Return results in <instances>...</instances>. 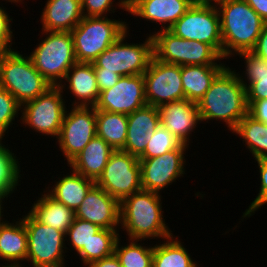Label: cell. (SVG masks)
I'll use <instances>...</instances> for the list:
<instances>
[{
  "label": "cell",
  "mask_w": 267,
  "mask_h": 267,
  "mask_svg": "<svg viewBox=\"0 0 267 267\" xmlns=\"http://www.w3.org/2000/svg\"><path fill=\"white\" fill-rule=\"evenodd\" d=\"M232 69L226 65L197 102L202 123L219 120L231 132L248 114L246 87L239 80L237 70Z\"/></svg>",
  "instance_id": "cell-1"
},
{
  "label": "cell",
  "mask_w": 267,
  "mask_h": 267,
  "mask_svg": "<svg viewBox=\"0 0 267 267\" xmlns=\"http://www.w3.org/2000/svg\"><path fill=\"white\" fill-rule=\"evenodd\" d=\"M160 193L141 189L120 202V227L128 239L161 238L173 235L166 225Z\"/></svg>",
  "instance_id": "cell-2"
},
{
  "label": "cell",
  "mask_w": 267,
  "mask_h": 267,
  "mask_svg": "<svg viewBox=\"0 0 267 267\" xmlns=\"http://www.w3.org/2000/svg\"><path fill=\"white\" fill-rule=\"evenodd\" d=\"M220 18L223 58L251 51L266 23L245 0H216Z\"/></svg>",
  "instance_id": "cell-3"
},
{
  "label": "cell",
  "mask_w": 267,
  "mask_h": 267,
  "mask_svg": "<svg viewBox=\"0 0 267 267\" xmlns=\"http://www.w3.org/2000/svg\"><path fill=\"white\" fill-rule=\"evenodd\" d=\"M0 86L9 91L20 105L52 87L34 67L30 57L15 49L0 52Z\"/></svg>",
  "instance_id": "cell-4"
},
{
  "label": "cell",
  "mask_w": 267,
  "mask_h": 267,
  "mask_svg": "<svg viewBox=\"0 0 267 267\" xmlns=\"http://www.w3.org/2000/svg\"><path fill=\"white\" fill-rule=\"evenodd\" d=\"M41 31V35L46 38L28 56L52 86H59L67 71L77 62L73 37L71 32Z\"/></svg>",
  "instance_id": "cell-5"
},
{
  "label": "cell",
  "mask_w": 267,
  "mask_h": 267,
  "mask_svg": "<svg viewBox=\"0 0 267 267\" xmlns=\"http://www.w3.org/2000/svg\"><path fill=\"white\" fill-rule=\"evenodd\" d=\"M125 21L108 16L83 17L71 31L77 62L92 63L129 29Z\"/></svg>",
  "instance_id": "cell-6"
},
{
  "label": "cell",
  "mask_w": 267,
  "mask_h": 267,
  "mask_svg": "<svg viewBox=\"0 0 267 267\" xmlns=\"http://www.w3.org/2000/svg\"><path fill=\"white\" fill-rule=\"evenodd\" d=\"M153 53L157 60L165 63L184 65H226L224 58L209 44L187 40L169 30L152 32Z\"/></svg>",
  "instance_id": "cell-7"
},
{
  "label": "cell",
  "mask_w": 267,
  "mask_h": 267,
  "mask_svg": "<svg viewBox=\"0 0 267 267\" xmlns=\"http://www.w3.org/2000/svg\"><path fill=\"white\" fill-rule=\"evenodd\" d=\"M129 36V30L125 31L93 63L104 68V71H113L120 76L143 74L154 56L152 35L150 33L141 44L126 42Z\"/></svg>",
  "instance_id": "cell-8"
},
{
  "label": "cell",
  "mask_w": 267,
  "mask_h": 267,
  "mask_svg": "<svg viewBox=\"0 0 267 267\" xmlns=\"http://www.w3.org/2000/svg\"><path fill=\"white\" fill-rule=\"evenodd\" d=\"M22 220L27 231L26 263L30 262L31 267H65V233L38 222L29 212Z\"/></svg>",
  "instance_id": "cell-9"
},
{
  "label": "cell",
  "mask_w": 267,
  "mask_h": 267,
  "mask_svg": "<svg viewBox=\"0 0 267 267\" xmlns=\"http://www.w3.org/2000/svg\"><path fill=\"white\" fill-rule=\"evenodd\" d=\"M168 30L183 39L207 43L223 57L220 18L214 2H194Z\"/></svg>",
  "instance_id": "cell-10"
},
{
  "label": "cell",
  "mask_w": 267,
  "mask_h": 267,
  "mask_svg": "<svg viewBox=\"0 0 267 267\" xmlns=\"http://www.w3.org/2000/svg\"><path fill=\"white\" fill-rule=\"evenodd\" d=\"M59 86L50 87L45 93L21 105L20 120L26 128L57 138L66 111V99Z\"/></svg>",
  "instance_id": "cell-11"
},
{
  "label": "cell",
  "mask_w": 267,
  "mask_h": 267,
  "mask_svg": "<svg viewBox=\"0 0 267 267\" xmlns=\"http://www.w3.org/2000/svg\"><path fill=\"white\" fill-rule=\"evenodd\" d=\"M95 184L121 202L142 189L139 158L121 150L114 151Z\"/></svg>",
  "instance_id": "cell-12"
},
{
  "label": "cell",
  "mask_w": 267,
  "mask_h": 267,
  "mask_svg": "<svg viewBox=\"0 0 267 267\" xmlns=\"http://www.w3.org/2000/svg\"><path fill=\"white\" fill-rule=\"evenodd\" d=\"M97 135L96 110L94 106H72L66 109L57 143L67 160V165Z\"/></svg>",
  "instance_id": "cell-13"
},
{
  "label": "cell",
  "mask_w": 267,
  "mask_h": 267,
  "mask_svg": "<svg viewBox=\"0 0 267 267\" xmlns=\"http://www.w3.org/2000/svg\"><path fill=\"white\" fill-rule=\"evenodd\" d=\"M143 78L147 105L159 107L185 99L181 66L162 62L153 56Z\"/></svg>",
  "instance_id": "cell-14"
},
{
  "label": "cell",
  "mask_w": 267,
  "mask_h": 267,
  "mask_svg": "<svg viewBox=\"0 0 267 267\" xmlns=\"http://www.w3.org/2000/svg\"><path fill=\"white\" fill-rule=\"evenodd\" d=\"M189 146L181 144L178 148L150 159H139L142 189L160 193L185 173V152ZM179 178V179H178Z\"/></svg>",
  "instance_id": "cell-15"
},
{
  "label": "cell",
  "mask_w": 267,
  "mask_h": 267,
  "mask_svg": "<svg viewBox=\"0 0 267 267\" xmlns=\"http://www.w3.org/2000/svg\"><path fill=\"white\" fill-rule=\"evenodd\" d=\"M147 105L143 74L121 76L111 88L101 91L95 110L131 114Z\"/></svg>",
  "instance_id": "cell-16"
},
{
  "label": "cell",
  "mask_w": 267,
  "mask_h": 267,
  "mask_svg": "<svg viewBox=\"0 0 267 267\" xmlns=\"http://www.w3.org/2000/svg\"><path fill=\"white\" fill-rule=\"evenodd\" d=\"M75 217L89 221L102 229H119L120 202L94 184L75 211Z\"/></svg>",
  "instance_id": "cell-17"
},
{
  "label": "cell",
  "mask_w": 267,
  "mask_h": 267,
  "mask_svg": "<svg viewBox=\"0 0 267 267\" xmlns=\"http://www.w3.org/2000/svg\"><path fill=\"white\" fill-rule=\"evenodd\" d=\"M160 125L181 143L189 146L192 132L201 123L198 104L187 100L168 102L158 107Z\"/></svg>",
  "instance_id": "cell-18"
},
{
  "label": "cell",
  "mask_w": 267,
  "mask_h": 267,
  "mask_svg": "<svg viewBox=\"0 0 267 267\" xmlns=\"http://www.w3.org/2000/svg\"><path fill=\"white\" fill-rule=\"evenodd\" d=\"M59 87L64 91L66 88L69 89L68 92L76 99L72 102V106H95L100 96V90L93 62H76L67 71L64 81Z\"/></svg>",
  "instance_id": "cell-19"
},
{
  "label": "cell",
  "mask_w": 267,
  "mask_h": 267,
  "mask_svg": "<svg viewBox=\"0 0 267 267\" xmlns=\"http://www.w3.org/2000/svg\"><path fill=\"white\" fill-rule=\"evenodd\" d=\"M127 117L126 143L121 151L139 157L145 150L150 133L160 126L158 107L145 105Z\"/></svg>",
  "instance_id": "cell-20"
},
{
  "label": "cell",
  "mask_w": 267,
  "mask_h": 267,
  "mask_svg": "<svg viewBox=\"0 0 267 267\" xmlns=\"http://www.w3.org/2000/svg\"><path fill=\"white\" fill-rule=\"evenodd\" d=\"M40 22L44 31L71 32L83 19L81 0H47Z\"/></svg>",
  "instance_id": "cell-21"
},
{
  "label": "cell",
  "mask_w": 267,
  "mask_h": 267,
  "mask_svg": "<svg viewBox=\"0 0 267 267\" xmlns=\"http://www.w3.org/2000/svg\"><path fill=\"white\" fill-rule=\"evenodd\" d=\"M194 0H144L130 14L168 30L194 3Z\"/></svg>",
  "instance_id": "cell-22"
},
{
  "label": "cell",
  "mask_w": 267,
  "mask_h": 267,
  "mask_svg": "<svg viewBox=\"0 0 267 267\" xmlns=\"http://www.w3.org/2000/svg\"><path fill=\"white\" fill-rule=\"evenodd\" d=\"M17 220L13 219V223L6 221L0 225V259L3 263L5 261V266L22 267L21 263L26 262L27 231L23 220Z\"/></svg>",
  "instance_id": "cell-23"
},
{
  "label": "cell",
  "mask_w": 267,
  "mask_h": 267,
  "mask_svg": "<svg viewBox=\"0 0 267 267\" xmlns=\"http://www.w3.org/2000/svg\"><path fill=\"white\" fill-rule=\"evenodd\" d=\"M113 152L114 149L96 135L67 166L80 175L96 181L102 174Z\"/></svg>",
  "instance_id": "cell-24"
},
{
  "label": "cell",
  "mask_w": 267,
  "mask_h": 267,
  "mask_svg": "<svg viewBox=\"0 0 267 267\" xmlns=\"http://www.w3.org/2000/svg\"><path fill=\"white\" fill-rule=\"evenodd\" d=\"M71 171L70 174L67 173L66 176L63 174L64 177L57 178L58 180L56 179L52 186L46 187L48 190L45 191L56 201L75 212L95 181L80 175L73 169Z\"/></svg>",
  "instance_id": "cell-25"
},
{
  "label": "cell",
  "mask_w": 267,
  "mask_h": 267,
  "mask_svg": "<svg viewBox=\"0 0 267 267\" xmlns=\"http://www.w3.org/2000/svg\"><path fill=\"white\" fill-rule=\"evenodd\" d=\"M34 201L28 211L38 222L58 229L65 234L75 218V212L65 206L63 203L56 201L46 191Z\"/></svg>",
  "instance_id": "cell-26"
},
{
  "label": "cell",
  "mask_w": 267,
  "mask_h": 267,
  "mask_svg": "<svg viewBox=\"0 0 267 267\" xmlns=\"http://www.w3.org/2000/svg\"><path fill=\"white\" fill-rule=\"evenodd\" d=\"M235 55L244 58L245 71L242 74L238 72L237 75L246 87L247 100L266 99L267 60L257 56L252 51H242Z\"/></svg>",
  "instance_id": "cell-27"
},
{
  "label": "cell",
  "mask_w": 267,
  "mask_h": 267,
  "mask_svg": "<svg viewBox=\"0 0 267 267\" xmlns=\"http://www.w3.org/2000/svg\"><path fill=\"white\" fill-rule=\"evenodd\" d=\"M225 65L181 66V80L185 99L197 103L211 86L215 77Z\"/></svg>",
  "instance_id": "cell-28"
},
{
  "label": "cell",
  "mask_w": 267,
  "mask_h": 267,
  "mask_svg": "<svg viewBox=\"0 0 267 267\" xmlns=\"http://www.w3.org/2000/svg\"><path fill=\"white\" fill-rule=\"evenodd\" d=\"M97 136L107 142L114 151L122 150L126 143L127 114L96 110Z\"/></svg>",
  "instance_id": "cell-29"
},
{
  "label": "cell",
  "mask_w": 267,
  "mask_h": 267,
  "mask_svg": "<svg viewBox=\"0 0 267 267\" xmlns=\"http://www.w3.org/2000/svg\"><path fill=\"white\" fill-rule=\"evenodd\" d=\"M161 243L154 245L152 267L198 266L182 242L174 234L164 239V242Z\"/></svg>",
  "instance_id": "cell-30"
},
{
  "label": "cell",
  "mask_w": 267,
  "mask_h": 267,
  "mask_svg": "<svg viewBox=\"0 0 267 267\" xmlns=\"http://www.w3.org/2000/svg\"><path fill=\"white\" fill-rule=\"evenodd\" d=\"M232 133L243 139L254 160L267 158V124L247 114Z\"/></svg>",
  "instance_id": "cell-31"
},
{
  "label": "cell",
  "mask_w": 267,
  "mask_h": 267,
  "mask_svg": "<svg viewBox=\"0 0 267 267\" xmlns=\"http://www.w3.org/2000/svg\"><path fill=\"white\" fill-rule=\"evenodd\" d=\"M119 236V229H101L94 234L87 248H81L76 253L83 262V266L86 267L96 260L112 255Z\"/></svg>",
  "instance_id": "cell-32"
},
{
  "label": "cell",
  "mask_w": 267,
  "mask_h": 267,
  "mask_svg": "<svg viewBox=\"0 0 267 267\" xmlns=\"http://www.w3.org/2000/svg\"><path fill=\"white\" fill-rule=\"evenodd\" d=\"M119 236L114 247V253L120 261L122 267H152L153 246H144L138 243L142 240L128 239L129 244L121 245Z\"/></svg>",
  "instance_id": "cell-33"
},
{
  "label": "cell",
  "mask_w": 267,
  "mask_h": 267,
  "mask_svg": "<svg viewBox=\"0 0 267 267\" xmlns=\"http://www.w3.org/2000/svg\"><path fill=\"white\" fill-rule=\"evenodd\" d=\"M2 142L0 139V194H13L17 186H20L21 166L16 154Z\"/></svg>",
  "instance_id": "cell-34"
},
{
  "label": "cell",
  "mask_w": 267,
  "mask_h": 267,
  "mask_svg": "<svg viewBox=\"0 0 267 267\" xmlns=\"http://www.w3.org/2000/svg\"><path fill=\"white\" fill-rule=\"evenodd\" d=\"M181 144L172 133L160 125L153 133H150L145 150L138 158L150 159L161 156L178 148Z\"/></svg>",
  "instance_id": "cell-35"
},
{
  "label": "cell",
  "mask_w": 267,
  "mask_h": 267,
  "mask_svg": "<svg viewBox=\"0 0 267 267\" xmlns=\"http://www.w3.org/2000/svg\"><path fill=\"white\" fill-rule=\"evenodd\" d=\"M101 229L98 225L75 217L65 234V239L67 242L69 240L71 249L78 252L81 248H87L88 242L93 238V235Z\"/></svg>",
  "instance_id": "cell-36"
},
{
  "label": "cell",
  "mask_w": 267,
  "mask_h": 267,
  "mask_svg": "<svg viewBox=\"0 0 267 267\" xmlns=\"http://www.w3.org/2000/svg\"><path fill=\"white\" fill-rule=\"evenodd\" d=\"M21 111V105L15 97L0 86V139L4 140L5 134L9 132V127L13 126L15 117ZM7 131V132H6Z\"/></svg>",
  "instance_id": "cell-37"
},
{
  "label": "cell",
  "mask_w": 267,
  "mask_h": 267,
  "mask_svg": "<svg viewBox=\"0 0 267 267\" xmlns=\"http://www.w3.org/2000/svg\"><path fill=\"white\" fill-rule=\"evenodd\" d=\"M257 162L258 164V169L260 173L259 178H260V187H259V193L256 196V198L254 199V201H252V203H250V206L248 209L245 210V212L242 215V219L244 220V218L246 219L247 217L249 218L250 216H252V213L254 215V213L261 208L263 205L267 204V158L264 159H257L255 160V163Z\"/></svg>",
  "instance_id": "cell-38"
},
{
  "label": "cell",
  "mask_w": 267,
  "mask_h": 267,
  "mask_svg": "<svg viewBox=\"0 0 267 267\" xmlns=\"http://www.w3.org/2000/svg\"><path fill=\"white\" fill-rule=\"evenodd\" d=\"M115 1L116 0H81V8L83 16L84 17L107 16L108 12L111 14L114 13L117 7H119L118 9H123L120 1L116 3Z\"/></svg>",
  "instance_id": "cell-39"
},
{
  "label": "cell",
  "mask_w": 267,
  "mask_h": 267,
  "mask_svg": "<svg viewBox=\"0 0 267 267\" xmlns=\"http://www.w3.org/2000/svg\"><path fill=\"white\" fill-rule=\"evenodd\" d=\"M12 22V18L6 12V7L0 6V52L14 50L12 49L14 39Z\"/></svg>",
  "instance_id": "cell-40"
},
{
  "label": "cell",
  "mask_w": 267,
  "mask_h": 267,
  "mask_svg": "<svg viewBox=\"0 0 267 267\" xmlns=\"http://www.w3.org/2000/svg\"><path fill=\"white\" fill-rule=\"evenodd\" d=\"M93 68L95 70V76L100 92L113 87L121 78L119 74L113 71H104V68H99L94 63Z\"/></svg>",
  "instance_id": "cell-41"
},
{
  "label": "cell",
  "mask_w": 267,
  "mask_h": 267,
  "mask_svg": "<svg viewBox=\"0 0 267 267\" xmlns=\"http://www.w3.org/2000/svg\"><path fill=\"white\" fill-rule=\"evenodd\" d=\"M248 114L255 120L267 124V98L261 100H247Z\"/></svg>",
  "instance_id": "cell-42"
},
{
  "label": "cell",
  "mask_w": 267,
  "mask_h": 267,
  "mask_svg": "<svg viewBox=\"0 0 267 267\" xmlns=\"http://www.w3.org/2000/svg\"><path fill=\"white\" fill-rule=\"evenodd\" d=\"M251 51L257 56L267 60V22L264 24L256 45Z\"/></svg>",
  "instance_id": "cell-43"
},
{
  "label": "cell",
  "mask_w": 267,
  "mask_h": 267,
  "mask_svg": "<svg viewBox=\"0 0 267 267\" xmlns=\"http://www.w3.org/2000/svg\"><path fill=\"white\" fill-rule=\"evenodd\" d=\"M87 267H122V266L115 253H113L108 257L90 263Z\"/></svg>",
  "instance_id": "cell-44"
},
{
  "label": "cell",
  "mask_w": 267,
  "mask_h": 267,
  "mask_svg": "<svg viewBox=\"0 0 267 267\" xmlns=\"http://www.w3.org/2000/svg\"><path fill=\"white\" fill-rule=\"evenodd\" d=\"M250 7L267 22V0H245Z\"/></svg>",
  "instance_id": "cell-45"
},
{
  "label": "cell",
  "mask_w": 267,
  "mask_h": 267,
  "mask_svg": "<svg viewBox=\"0 0 267 267\" xmlns=\"http://www.w3.org/2000/svg\"><path fill=\"white\" fill-rule=\"evenodd\" d=\"M118 1H120L123 10L130 14L144 0H118Z\"/></svg>",
  "instance_id": "cell-46"
},
{
  "label": "cell",
  "mask_w": 267,
  "mask_h": 267,
  "mask_svg": "<svg viewBox=\"0 0 267 267\" xmlns=\"http://www.w3.org/2000/svg\"><path fill=\"white\" fill-rule=\"evenodd\" d=\"M12 194H0V225L4 224L7 220L3 219V216H5L3 213V209H5L3 206L5 204H3L5 202L4 199H7L9 196H11ZM6 197V198H5Z\"/></svg>",
  "instance_id": "cell-47"
},
{
  "label": "cell",
  "mask_w": 267,
  "mask_h": 267,
  "mask_svg": "<svg viewBox=\"0 0 267 267\" xmlns=\"http://www.w3.org/2000/svg\"><path fill=\"white\" fill-rule=\"evenodd\" d=\"M2 1H3V0H2ZM4 1H6V2H7V1H8V2H11V4H12V3H16V4L19 3V4H21V2L18 1V0H4Z\"/></svg>",
  "instance_id": "cell-48"
},
{
  "label": "cell",
  "mask_w": 267,
  "mask_h": 267,
  "mask_svg": "<svg viewBox=\"0 0 267 267\" xmlns=\"http://www.w3.org/2000/svg\"><path fill=\"white\" fill-rule=\"evenodd\" d=\"M195 2H215L216 0H194Z\"/></svg>",
  "instance_id": "cell-49"
},
{
  "label": "cell",
  "mask_w": 267,
  "mask_h": 267,
  "mask_svg": "<svg viewBox=\"0 0 267 267\" xmlns=\"http://www.w3.org/2000/svg\"><path fill=\"white\" fill-rule=\"evenodd\" d=\"M0 267H19V266H5L4 264H1ZM24 267V266H22Z\"/></svg>",
  "instance_id": "cell-50"
}]
</instances>
